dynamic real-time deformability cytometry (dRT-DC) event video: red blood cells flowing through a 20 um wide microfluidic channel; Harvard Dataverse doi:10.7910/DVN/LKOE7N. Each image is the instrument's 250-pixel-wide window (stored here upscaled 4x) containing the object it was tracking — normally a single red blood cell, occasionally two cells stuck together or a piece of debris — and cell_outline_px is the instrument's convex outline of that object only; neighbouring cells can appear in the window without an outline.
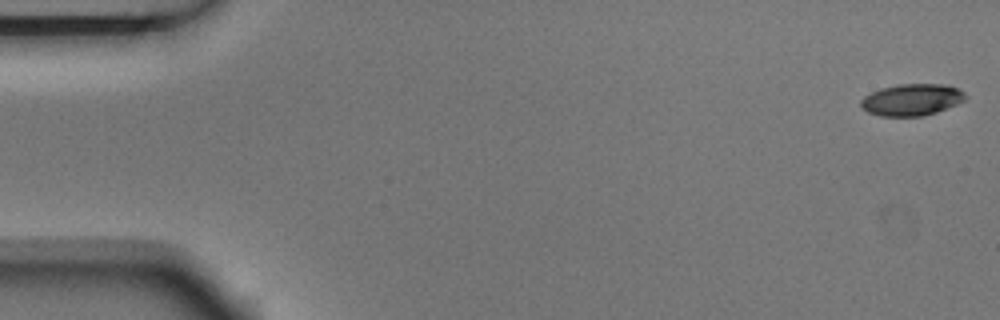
{"species": "Egyptian fruit bat (a non-hibernating species)", "species_latin": "Rousettus aegyptiacus", "temperature_condition": "room temperature", "stored_images_in_passage": 6, "camera_frame_rate_fps": 3000, "um_per_image_px": 0.085, "animal": {"sex": "male"}, "frame": {"image": 1, "passage_image": 1, "time_ms": 0.0, "image_size_px": [1000, 320], "cell_outline_px": [[968, 96], [964, 100], [956, 104], [936, 112], [924, 116], [880, 116], [868, 112], [860, 104], [860, 100], [864, 96], [880, 88], [900, 84], [944, 84], [956, 88], [964, 92]], "centroid_in_image_um": [77.49, 8.47], "position_along_channel_um": 7.5, "area_um2": 19.25}}
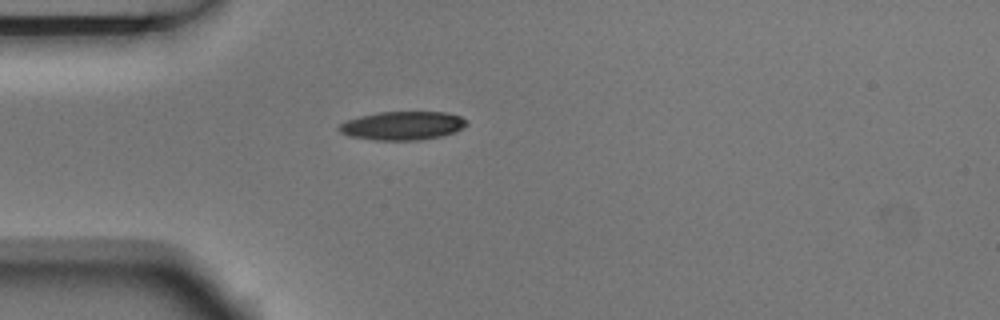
{"frame": {"image": 2, "passage_image": 5, "time_ms": 1.333, "image_size_px": [1000, 320], "cell_outline_px": [[468, 124], [456, 132], [440, 136], [420, 140], [372, 140], [348, 136], [340, 132], [336, 128], [340, 124], [348, 120], [360, 116], [380, 112], [444, 112], [460, 116], [468, 120]], "centroid_in_image_um": [34.22, 10.69], "position_along_channel_um": 50.8, "area_um2": 21.33}}